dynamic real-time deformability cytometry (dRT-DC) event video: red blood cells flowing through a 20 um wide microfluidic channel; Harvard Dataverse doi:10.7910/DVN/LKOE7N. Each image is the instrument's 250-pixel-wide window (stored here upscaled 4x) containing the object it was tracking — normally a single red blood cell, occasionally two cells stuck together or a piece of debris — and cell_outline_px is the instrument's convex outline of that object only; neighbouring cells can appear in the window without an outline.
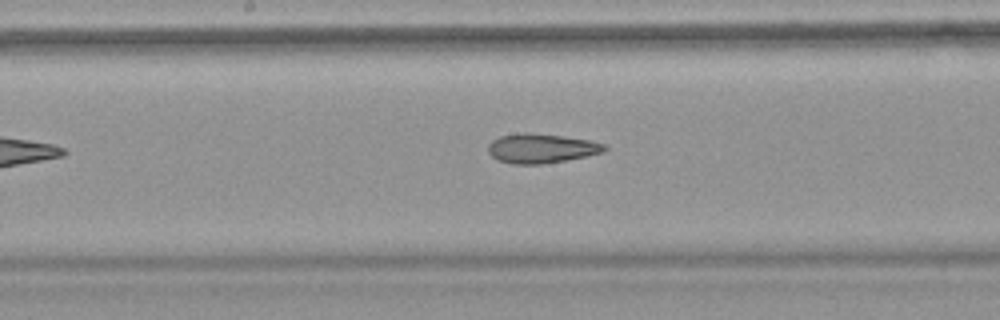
{"species": "common noctule bat (a hibernating species)", "species_latin": "Nyctalus noctula", "temperature_condition": "warm", "stored_images_in_passage": 7, "camera_frame_rate_fps": 3000, "um_per_image_px": 0.085, "animal": {"sex": "female", "body_mass_g": 18.4}, "frame": {"image": 1, "passage_image": 6, "time_ms": 7.0, "image_size_px": [1000, 320], "cell_outline_px": [[608, 148], [604, 152], [568, 160], [540, 164], [512, 164], [496, 160], [488, 152], [488, 144], [492, 140], [500, 136], [520, 132], [528, 132], [564, 136], [592, 140], [604, 144]], "centroid_in_image_um": [46.01, 12.6], "position_along_channel_um": 202.2, "area_um2": 20.23}}
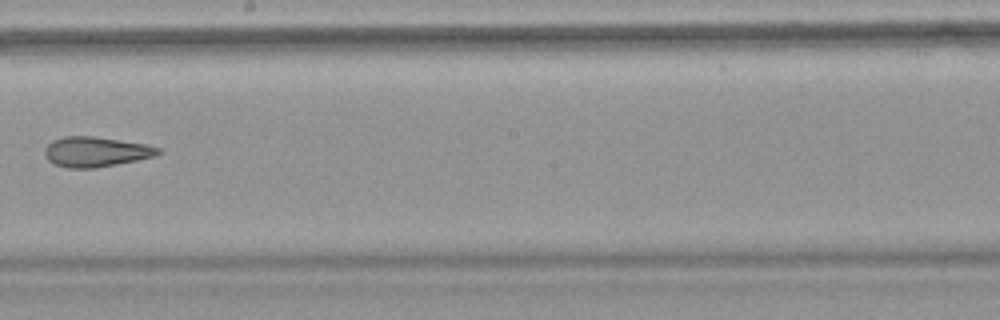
{"frame": {"image": 2, "passage_image": 7, "time_ms": 8.0, "image_size_px": [1000, 320], "cell_outline_px": [[160, 152], [152, 156], [136, 160], [96, 168], [68, 168], [56, 164], [48, 160], [44, 152], [44, 148], [52, 140], [64, 136], [92, 136], [144, 144], [160, 148]], "centroid_in_image_um": [8.08, 12.9], "position_along_channel_um": 240.1, "area_um2": 19.54}}